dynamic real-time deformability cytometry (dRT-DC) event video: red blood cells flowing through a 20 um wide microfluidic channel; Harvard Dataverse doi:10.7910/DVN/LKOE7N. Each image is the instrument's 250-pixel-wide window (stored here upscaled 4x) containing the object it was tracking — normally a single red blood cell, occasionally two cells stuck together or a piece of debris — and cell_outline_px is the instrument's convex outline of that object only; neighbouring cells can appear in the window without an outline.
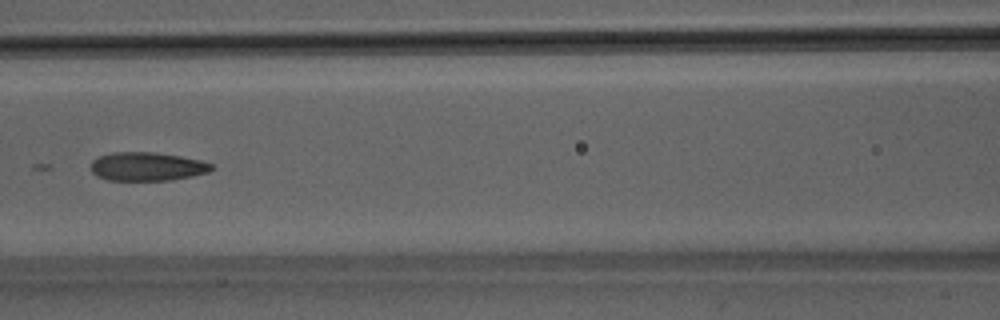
{"species": "Egyptian fruit bat (a non-hibernating species)", "species_latin": "Rousettus aegyptiacus", "temperature_condition": "room temperature", "stored_images_in_passage": 6, "camera_frame_rate_fps": 3000, "um_per_image_px": 0.085, "animal": {"sex": "male"}, "frame": {"image": 1, "passage_image": 6, "time_ms": 1.667, "image_size_px": [1000, 320], "cell_outline_px": [[216, 168], [208, 172], [192, 176], [168, 180], [108, 180], [96, 176], [92, 172], [92, 160], [100, 156], [112, 152], [152, 152], [180, 156], [200, 160], [212, 164]], "centroid_in_image_um": [12.51, 14.15], "position_along_channel_um": 154.1, "area_um2": 20.06}}